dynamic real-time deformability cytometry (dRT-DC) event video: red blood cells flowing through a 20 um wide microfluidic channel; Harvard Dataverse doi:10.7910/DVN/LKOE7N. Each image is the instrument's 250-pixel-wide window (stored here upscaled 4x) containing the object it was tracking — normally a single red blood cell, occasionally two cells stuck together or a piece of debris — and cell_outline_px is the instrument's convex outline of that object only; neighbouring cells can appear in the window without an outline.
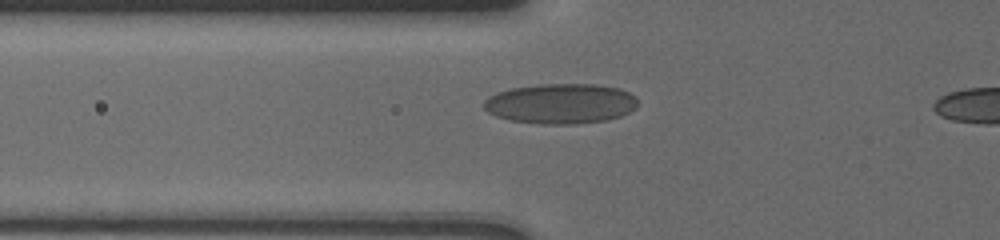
{"species": "human", "species_latin": "Homo sapiens", "temperature_condition": "cold", "stored_images_in_passage": 19, "camera_frame_rate_fps": 3000, "um_per_image_px": 0.085, "donor": {"sex": "male"}, "frame": {"image": 1, "passage_image": 11, "time_ms": 3.0, "image_size_px": [1000, 240], "cell_outline_px": [[636, 108], [620, 116], [608, 120], [576, 124], [544, 124], [508, 120], [496, 116], [488, 112], [484, 108], [484, 100], [488, 96], [496, 92], [512, 88], [540, 84], [596, 84], [620, 88], [636, 96]], "centroid_in_image_um": [47.65, 8.81], "position_along_channel_um": 78.1, "area_um2": 36.18}}
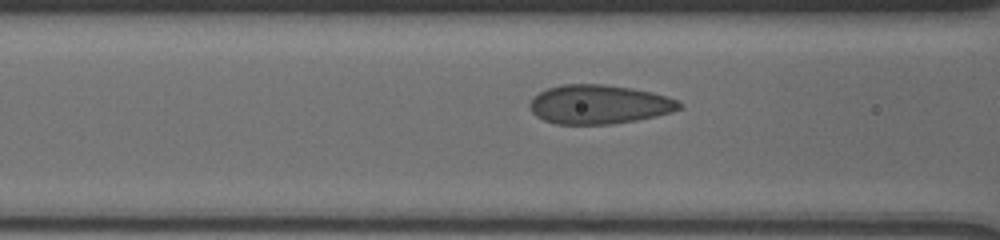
{"frame": {"image": 2, "passage_image": 15, "time_ms": 4.0, "image_size_px": [1000, 240], "cell_outline_px": [[684, 104], [680, 108], [656, 116], [636, 120], [612, 124], [556, 124], [544, 120], [536, 116], [532, 112], [528, 104], [540, 92], [548, 88], [560, 84], [604, 84], [632, 88], [652, 92], [676, 100]], "centroid_in_image_um": [50.89, 8.87], "position_along_channel_um": 115.7, "area_um2": 33.87}}
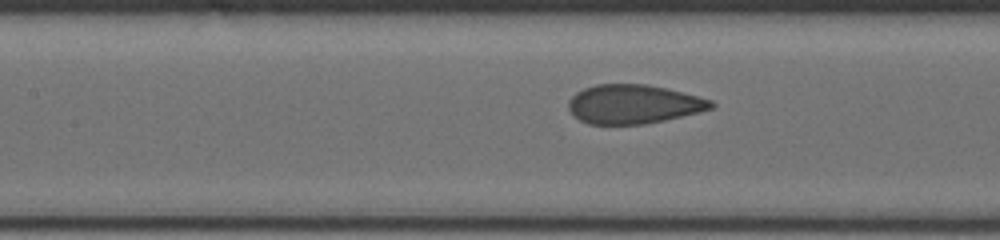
{"frame": {"image": 3, "passage_image": 18, "time_ms": 5.0, "image_size_px": [1000, 240], "cell_outline_px": [[716, 104], [712, 108], [664, 120], [644, 124], [588, 124], [572, 116], [568, 108], [568, 100], [576, 92], [584, 88], [596, 84], [648, 84], [668, 88], [712, 100]], "centroid_in_image_um": [53.8, 8.84], "position_along_channel_um": 153.6, "area_um2": 32.48}}